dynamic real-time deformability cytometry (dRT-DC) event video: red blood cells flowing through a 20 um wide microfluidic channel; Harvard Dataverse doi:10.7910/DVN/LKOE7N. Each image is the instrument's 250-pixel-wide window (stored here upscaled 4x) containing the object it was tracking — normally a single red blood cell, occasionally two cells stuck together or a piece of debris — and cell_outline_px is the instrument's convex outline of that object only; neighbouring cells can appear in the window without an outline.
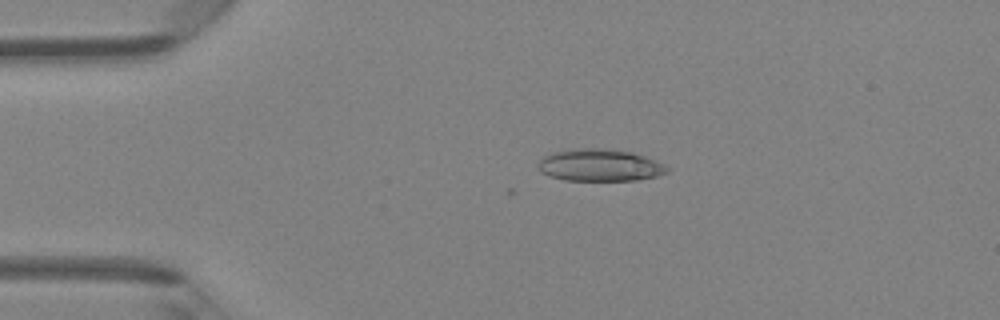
{"species": "Egyptian fruit bat (a non-hibernating species)", "species_latin": "Rousettus aegyptiacus", "temperature_condition": "room temperature", "stored_images_in_passage": 38, "camera_frame_rate_fps": 3000, "um_per_image_px": 0.085, "animal": {"sex": "female"}, "frame": {"image": 1, "passage_image": 1, "time_ms": 0.0, "image_size_px": [1000, 320], "cell_outline_px": [[668, 172], [656, 176], [636, 180], [564, 180], [548, 176], [540, 172], [536, 168], [536, 164], [544, 156], [552, 152], [572, 148], [604, 148], [632, 152], [656, 160], [664, 164], [668, 168]], "centroid_in_image_um": [50.93, 14.03], "position_along_channel_um": 34.1, "area_um2": 24.39}}
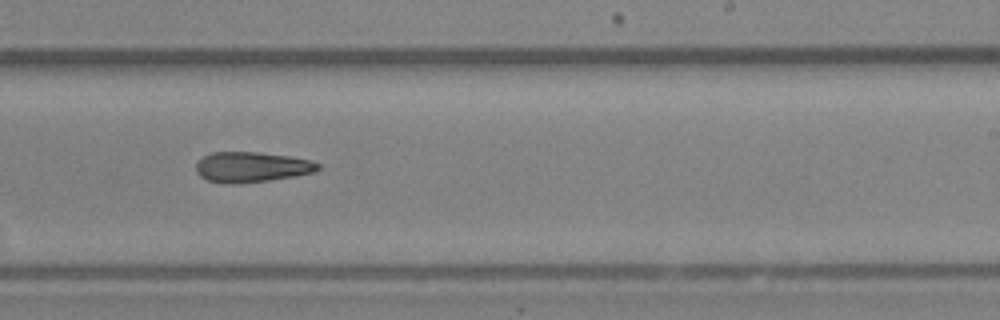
{"frame": {"image": 2, "passage_image": 20, "time_ms": 6.333, "image_size_px": [1000, 320], "cell_outline_px": [[320, 168], [316, 172], [296, 176], [268, 180], [236, 184], [224, 184], [208, 180], [200, 176], [196, 172], [196, 164], [204, 156], [212, 152], [256, 152], [288, 156], [308, 160], [320, 164]], "centroid_in_image_um": [21.38, 14.21], "position_along_channel_um": 267.6, "area_um2": 21.5}}
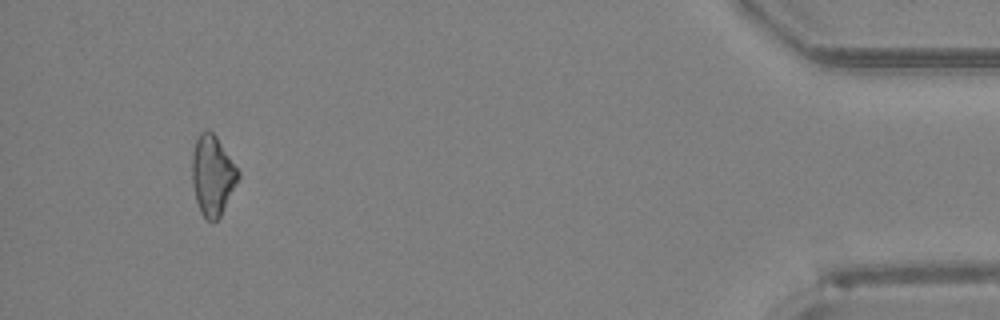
{"frame": {"image": 3, "passage_image": 35, "time_ms": 11.333, "image_size_px": [1000, 320], "cell_outline_px": [[240, 176], [220, 216], [216, 220], [208, 220], [200, 212], [196, 200], [192, 184], [192, 152], [196, 140], [200, 132], [212, 132], [216, 136], [240, 172]], "centroid_in_image_um": [18.05, 14.91], "position_along_channel_um": 417.1, "area_um2": 21.15}}